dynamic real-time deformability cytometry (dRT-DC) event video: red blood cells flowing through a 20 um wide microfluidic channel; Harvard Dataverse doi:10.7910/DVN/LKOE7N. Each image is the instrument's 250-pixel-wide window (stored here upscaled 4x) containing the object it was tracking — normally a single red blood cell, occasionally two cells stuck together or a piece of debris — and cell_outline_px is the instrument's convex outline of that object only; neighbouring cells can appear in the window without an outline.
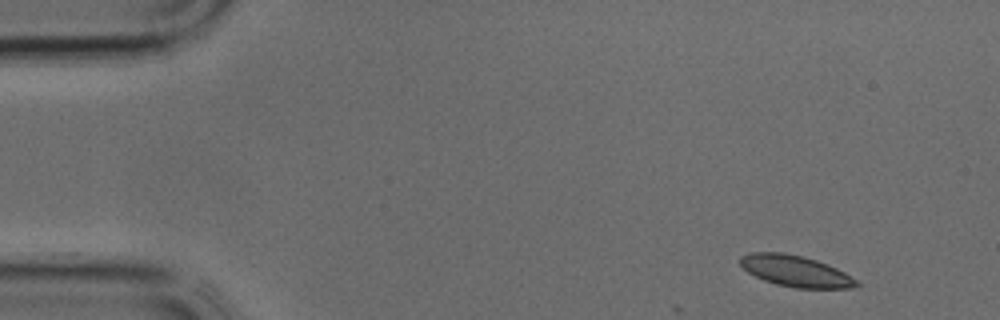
{"species": "common noctule bat (a hibernating species)", "species_latin": "Nyctalus noctula", "temperature_condition": "cold", "stored_images_in_passage": 5, "camera_frame_rate_fps": 3000, "um_per_image_px": 0.085, "animal": {"sex": "male", "body_mass_g": 17.9, "forearm_length_mm": 54.2}, "frame": {"image": 1, "passage_image": 1, "time_ms": 0.0, "image_size_px": [1000, 320], "cell_outline_px": [[860, 284], [856, 288], [796, 288], [776, 284], [764, 280], [748, 272], [740, 264], [740, 256], [752, 252], [784, 252], [816, 260], [828, 264], [844, 272], [856, 280]], "centroid_in_image_um": [67.63, 23.04], "position_along_channel_um": 17.4, "area_um2": 21.04}}